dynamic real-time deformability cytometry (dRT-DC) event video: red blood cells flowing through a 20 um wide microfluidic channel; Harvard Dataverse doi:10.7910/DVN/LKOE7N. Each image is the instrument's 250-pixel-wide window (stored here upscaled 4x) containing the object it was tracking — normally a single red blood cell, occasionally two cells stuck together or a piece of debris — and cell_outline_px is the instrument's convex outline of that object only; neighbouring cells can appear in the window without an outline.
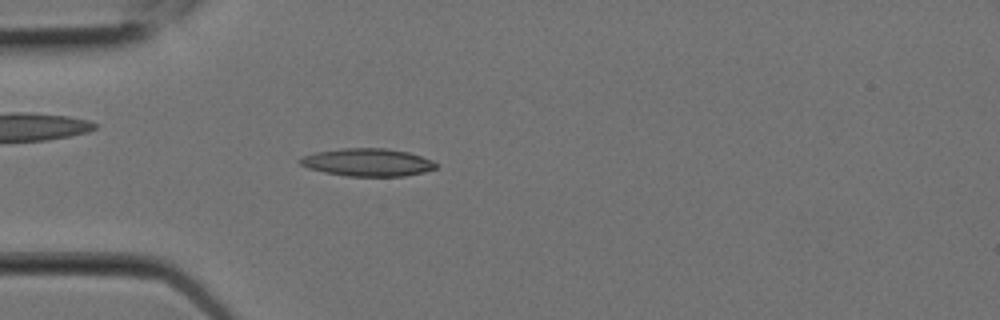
{"species": "Egyptian fruit bat (a non-hibernating species)", "species_latin": "Rousettus aegyptiacus", "temperature_condition": "room temperature", "stored_images_in_passage": 5, "camera_frame_rate_fps": 3000, "um_per_image_px": 0.085, "animal": {"sex": "female"}, "frame": {"image": 1, "passage_image": 5, "time_ms": 1.333, "image_size_px": [1000, 320], "cell_outline_px": [[440, 164], [436, 168], [424, 172], [404, 176], [348, 176], [324, 172], [308, 168], [300, 164], [296, 160], [304, 156], [316, 152], [344, 148], [384, 148], [408, 152], [432, 160]], "centroid_in_image_um": [31.26, 13.8], "position_along_channel_um": 53.7, "area_um2": 21.96}}